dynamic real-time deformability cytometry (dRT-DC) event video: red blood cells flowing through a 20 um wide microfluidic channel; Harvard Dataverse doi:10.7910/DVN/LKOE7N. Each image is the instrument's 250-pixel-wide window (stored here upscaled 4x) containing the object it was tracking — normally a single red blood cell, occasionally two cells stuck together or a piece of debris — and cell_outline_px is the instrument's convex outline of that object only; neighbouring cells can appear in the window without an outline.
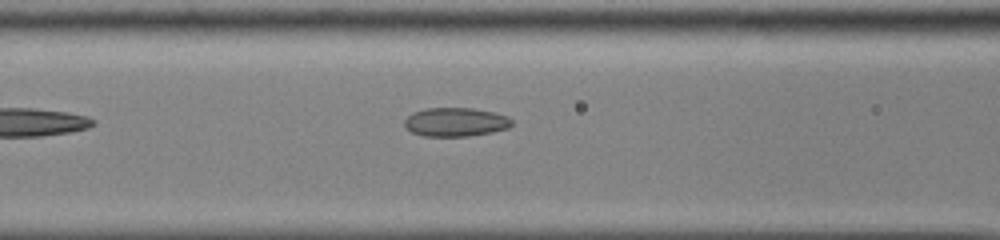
{"species": "common noctule bat (a hibernating species)", "species_latin": "Nyctalus noctula", "temperature_condition": "cold", "stored_images_in_passage": 35, "camera_frame_rate_fps": 3000, "um_per_image_px": 0.085, "animal": {"sex": "male", "body_mass_g": 13.0, "forearm_length_mm": 53.1}, "frame": {"image": 1, "passage_image": 5, "time_ms": 1.333, "image_size_px": [1000, 240], "cell_outline_px": [[512, 124], [508, 128], [492, 132], [468, 136], [424, 136], [412, 132], [404, 124], [404, 120], [412, 112], [424, 108], [472, 108], [492, 112], [508, 116], [512, 120]], "centroid_in_image_um": [38.72, 10.37], "position_along_channel_um": 127.9, "area_um2": 17.98}}
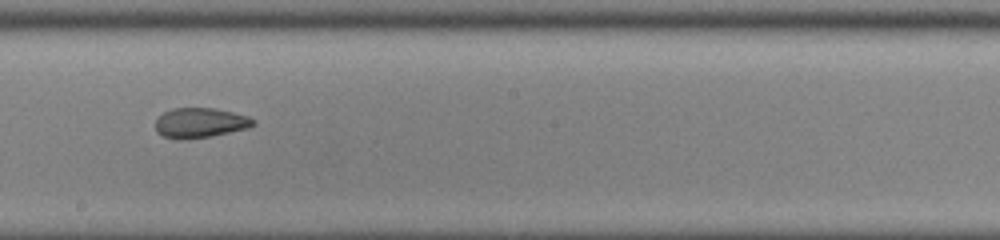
{"frame": {"image": 2, "passage_image": 13, "time_ms": 4.0, "image_size_px": [1000, 240], "cell_outline_px": [[256, 124], [248, 128], [212, 136], [180, 140], [176, 140], [164, 136], [156, 132], [156, 120], [164, 112], [172, 108], [216, 108], [248, 116], [256, 120]], "centroid_in_image_um": [17.02, 10.44], "position_along_channel_um": 231.2, "area_um2": 17.17}}
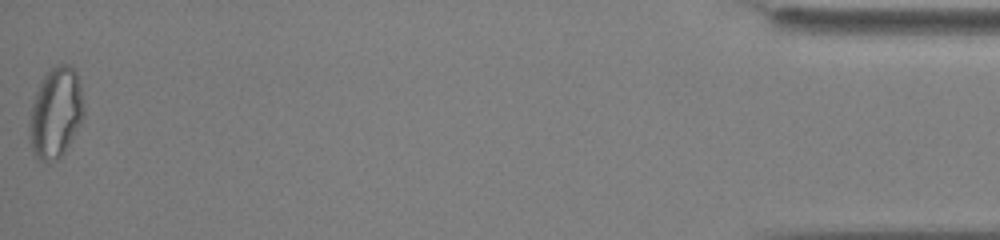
{"frame": {"image": 3, "passage_image": 35, "time_ms": 11.333, "image_size_px": [1000, 240], "cell_outline_px": [[84, 112], [80, 124], [64, 152], [56, 160], [40, 160], [36, 156], [32, 148], [28, 124], [32, 104], [36, 92], [48, 68], [60, 64], [68, 64], [76, 72], [80, 84]], "centroid_in_image_um": [4.73, 9.55], "position_along_channel_um": 430.5, "area_um2": 28.26}, "authors_computed_cell_mechanics": {"area_um2": 17.9758, "velocity_mm_per_s": 3.8773, "shape_relaxation_time_tau1_ms": null, "shape_relaxation_time_tau2_ms": 2.1251, "deformation_change_tau1": null, "deformation_change_tau2": 0.0548}}